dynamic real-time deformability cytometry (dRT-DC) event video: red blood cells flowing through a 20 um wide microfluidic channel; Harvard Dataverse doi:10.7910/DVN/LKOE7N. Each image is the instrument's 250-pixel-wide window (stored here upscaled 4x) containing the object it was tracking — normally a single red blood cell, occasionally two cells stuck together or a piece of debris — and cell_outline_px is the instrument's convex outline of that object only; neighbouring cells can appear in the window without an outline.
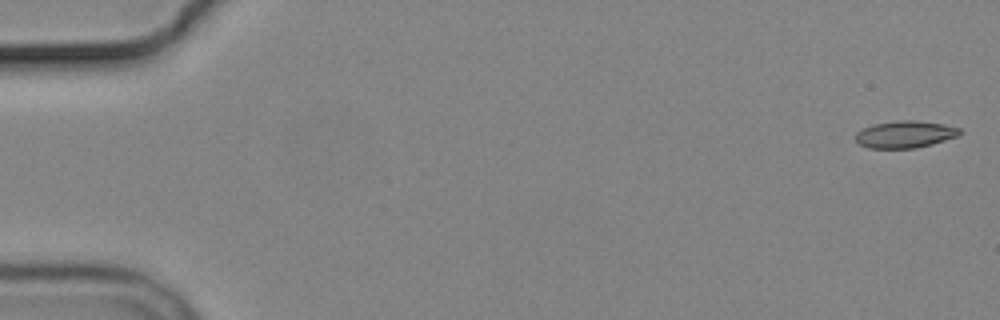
{"species": "common noctule bat (a hibernating species)", "species_latin": "Nyctalus noctula", "temperature_condition": "cold", "stored_images_in_passage": 6, "camera_frame_rate_fps": 3000, "um_per_image_px": 0.085, "animal": {"sex": "male", "body_mass_g": 19.2, "forearm_length_mm": 51.8}, "frame": {"image": 1, "passage_image": 1, "time_ms": 0.0, "image_size_px": [1000, 320], "cell_outline_px": [[960, 132], [956, 136], [932, 144], [916, 148], [868, 148], [860, 144], [856, 140], [856, 132], [872, 124], [900, 120], [912, 120], [944, 124], [960, 128]], "centroid_in_image_um": [76.9, 11.42], "position_along_channel_um": 8.1, "area_um2": 16.24}}
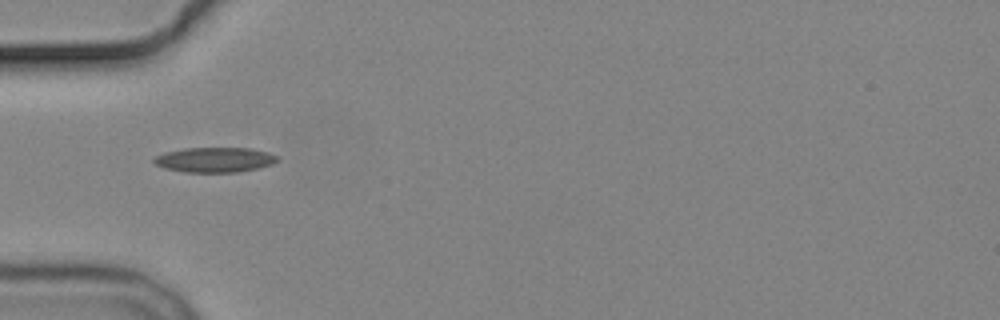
{"frame": {"image": 2, "passage_image": 5, "time_ms": 5.667, "image_size_px": [1000, 320], "cell_outline_px": [[280, 160], [272, 164], [260, 168], [240, 172], [184, 172], [164, 168], [156, 164], [152, 160], [156, 156], [164, 152], [184, 148], [252, 148], [268, 152], [280, 156]], "centroid_in_image_um": [18.3, 13.58], "position_along_channel_um": 66.7, "area_um2": 18.21}}
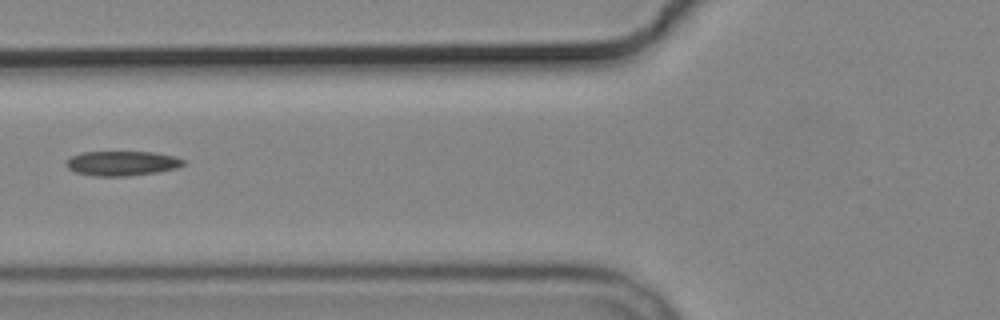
{"frame": {"image": 3, "passage_image": 6, "time_ms": 7.0, "image_size_px": [1000, 320], "cell_outline_px": [[184, 164], [176, 168], [156, 172], [124, 176], [96, 176], [76, 172], [68, 168], [64, 164], [72, 156], [84, 152], [156, 152], [176, 156], [184, 160]], "centroid_in_image_um": [10.38, 13.87], "position_along_channel_um": 115.4, "area_um2": 16.7}}